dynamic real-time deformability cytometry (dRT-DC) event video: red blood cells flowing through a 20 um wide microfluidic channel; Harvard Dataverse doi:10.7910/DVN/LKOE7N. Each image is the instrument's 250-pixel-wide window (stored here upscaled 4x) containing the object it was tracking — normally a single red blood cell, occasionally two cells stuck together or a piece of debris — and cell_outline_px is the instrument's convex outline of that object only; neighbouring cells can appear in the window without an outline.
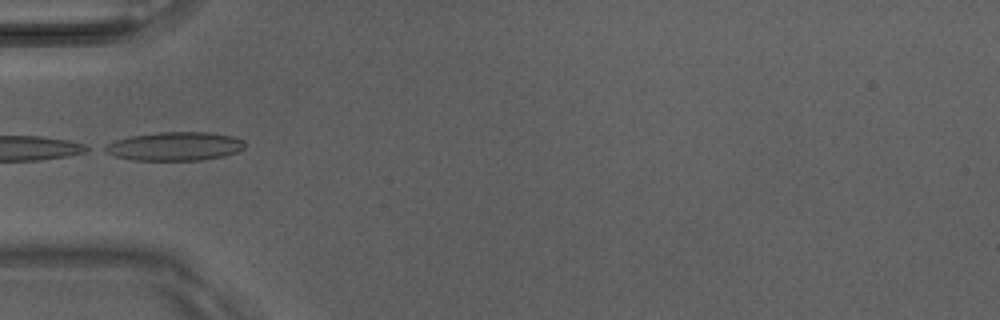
{"species": "Egyptian fruit bat (a non-hibernating species)", "species_latin": "Rousettus aegyptiacus", "temperature_condition": "room temperature", "stored_images_in_passage": 5, "camera_frame_rate_fps": 3000, "um_per_image_px": 0.085, "animal": {"sex": "male"}, "frame": {"image": 1, "passage_image": 4, "time_ms": 1.0, "image_size_px": [1000, 320], "cell_outline_px": [[248, 144], [244, 148], [236, 152], [224, 156], [200, 160], [132, 160], [116, 156], [100, 148], [116, 140], [128, 136], [160, 132], [208, 132], [232, 136], [244, 140]], "centroid_in_image_um": [14.89, 12.43], "position_along_channel_um": 70.1, "area_um2": 23.41}}